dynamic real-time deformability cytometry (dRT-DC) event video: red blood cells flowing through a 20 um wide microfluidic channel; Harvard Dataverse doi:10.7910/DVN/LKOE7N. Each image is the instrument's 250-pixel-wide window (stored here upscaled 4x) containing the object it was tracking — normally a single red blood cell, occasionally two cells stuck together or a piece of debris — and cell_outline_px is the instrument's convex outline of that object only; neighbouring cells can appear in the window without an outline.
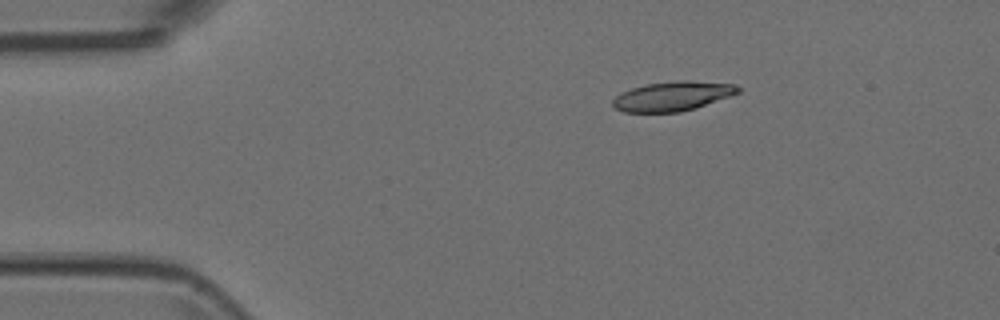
{"species": "Egyptian fruit bat (a non-hibernating species)", "species_latin": "Rousettus aegyptiacus", "temperature_condition": "room temperature", "stored_images_in_passage": 4, "camera_frame_rate_fps": 3000, "um_per_image_px": 0.085, "animal": {"sex": "female"}, "frame": {"image": 1, "passage_image": 1, "time_ms": 0.0, "image_size_px": [1000, 320], "cell_outline_px": [[740, 92], [696, 108], [680, 112], [624, 112], [616, 108], [612, 104], [612, 100], [620, 92], [632, 88], [648, 84], [676, 80], [688, 80], [736, 84], [740, 88]], "centroid_in_image_um": [57.17, 8.17], "position_along_channel_um": 27.8, "area_um2": 21.5}}
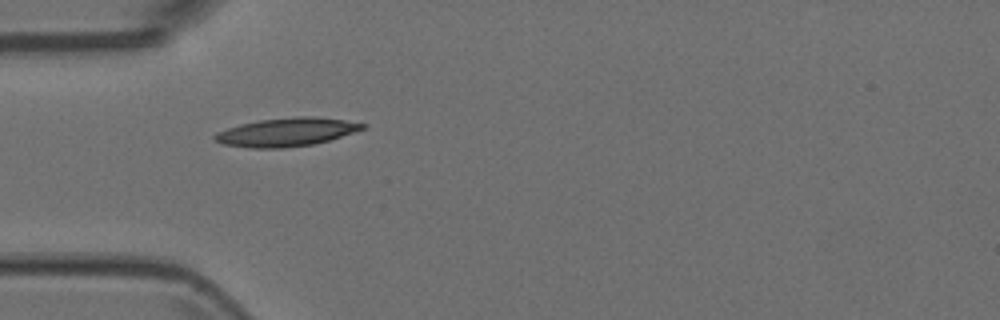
{"frame": {"image": 2, "passage_image": 3, "time_ms": 0.667, "image_size_px": [1000, 320], "cell_outline_px": [[368, 124], [364, 128], [328, 140], [312, 144], [284, 148], [248, 148], [224, 144], [212, 140], [212, 136], [216, 132], [240, 124], [260, 120], [296, 116], [312, 116], [344, 120]], "centroid_in_image_um": [24.29, 11.23], "position_along_channel_um": 60.7, "area_um2": 24.33}}
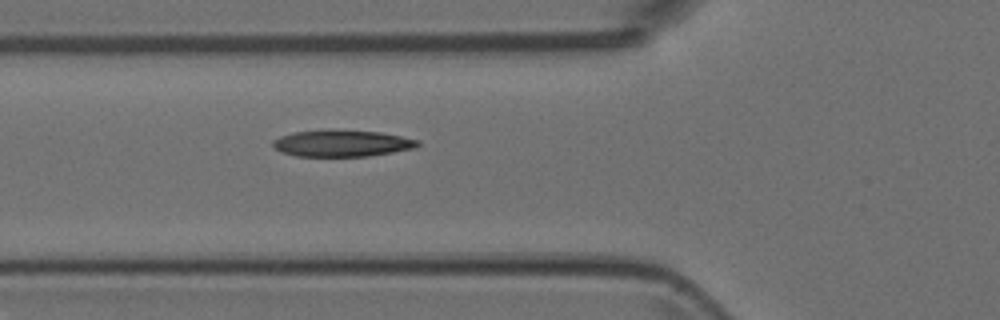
{"frame": {"image": 3, "passage_image": 4, "time_ms": 1.0, "image_size_px": [1000, 320], "cell_outline_px": [[420, 144], [416, 148], [368, 156], [296, 156], [284, 152], [276, 148], [272, 144], [272, 140], [280, 136], [296, 132], [332, 128], [380, 132], [420, 140]], "centroid_in_image_um": [29.09, 12.16], "position_along_channel_um": 96.7, "area_um2": 22.66}}